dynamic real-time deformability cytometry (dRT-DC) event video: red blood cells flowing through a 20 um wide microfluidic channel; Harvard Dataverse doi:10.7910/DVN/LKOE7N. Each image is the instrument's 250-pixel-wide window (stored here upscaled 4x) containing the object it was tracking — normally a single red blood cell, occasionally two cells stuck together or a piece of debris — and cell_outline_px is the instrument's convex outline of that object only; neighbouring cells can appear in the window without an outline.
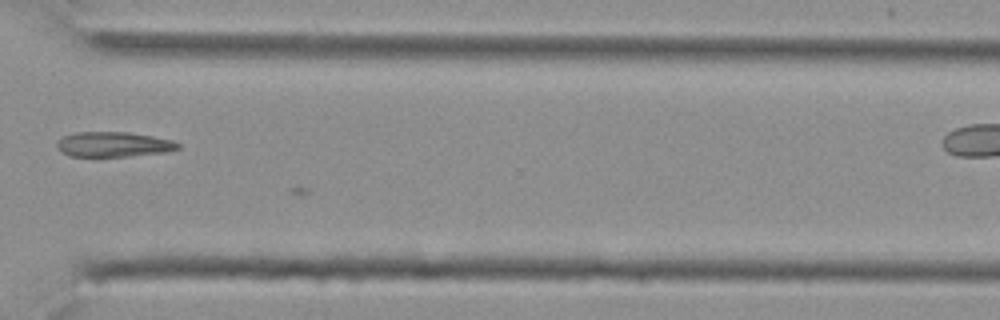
{"species": "Egyptian fruit bat (a non-hibernating species)", "species_latin": "Rousettus aegyptiacus", "temperature_condition": "cold", "stored_images_in_passage": 21, "camera_frame_rate_fps": 3000, "um_per_image_px": 0.085, "animal": {"sex": "female"}, "frame": {"image": 1, "passage_image": 18, "time_ms": 5.667, "image_size_px": [1000, 320], "cell_outline_px": [[180, 148], [168, 152], [132, 156], [68, 156], [60, 152], [56, 144], [64, 136], [76, 132], [128, 132], [152, 136], [172, 140], [180, 144]], "centroid_in_image_um": [9.67, 12.28], "position_along_channel_um": 360.9, "area_um2": 17.69}}